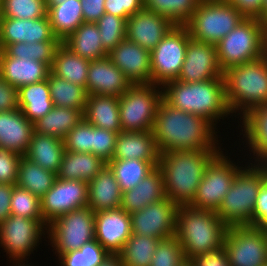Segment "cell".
Masks as SVG:
<instances>
[{
	"label": "cell",
	"instance_id": "1",
	"mask_svg": "<svg viewBox=\"0 0 267 266\" xmlns=\"http://www.w3.org/2000/svg\"><path fill=\"white\" fill-rule=\"evenodd\" d=\"M215 129L206 119L174 108L162 99L152 131L162 154L175 150H221Z\"/></svg>",
	"mask_w": 267,
	"mask_h": 266
},
{
	"label": "cell",
	"instance_id": "2",
	"mask_svg": "<svg viewBox=\"0 0 267 266\" xmlns=\"http://www.w3.org/2000/svg\"><path fill=\"white\" fill-rule=\"evenodd\" d=\"M221 150H175L162 153L158 167L163 173L166 197L188 205L197 192L210 161Z\"/></svg>",
	"mask_w": 267,
	"mask_h": 266
},
{
	"label": "cell",
	"instance_id": "3",
	"mask_svg": "<svg viewBox=\"0 0 267 266\" xmlns=\"http://www.w3.org/2000/svg\"><path fill=\"white\" fill-rule=\"evenodd\" d=\"M162 93L172 107L202 117L215 128L220 119L232 116L226 103L223 78L191 83L175 80L165 84Z\"/></svg>",
	"mask_w": 267,
	"mask_h": 266
},
{
	"label": "cell",
	"instance_id": "4",
	"mask_svg": "<svg viewBox=\"0 0 267 266\" xmlns=\"http://www.w3.org/2000/svg\"><path fill=\"white\" fill-rule=\"evenodd\" d=\"M227 229L215 211L178 206L175 237L187 260L223 248Z\"/></svg>",
	"mask_w": 267,
	"mask_h": 266
},
{
	"label": "cell",
	"instance_id": "5",
	"mask_svg": "<svg viewBox=\"0 0 267 266\" xmlns=\"http://www.w3.org/2000/svg\"><path fill=\"white\" fill-rule=\"evenodd\" d=\"M227 107L242 117L249 110L267 103V54L258 60L223 71ZM235 113V114H234Z\"/></svg>",
	"mask_w": 267,
	"mask_h": 266
},
{
	"label": "cell",
	"instance_id": "6",
	"mask_svg": "<svg viewBox=\"0 0 267 266\" xmlns=\"http://www.w3.org/2000/svg\"><path fill=\"white\" fill-rule=\"evenodd\" d=\"M247 163L248 166L245 164L236 174L230 189L216 211L228 227L253 226L256 198L267 180V163Z\"/></svg>",
	"mask_w": 267,
	"mask_h": 266
},
{
	"label": "cell",
	"instance_id": "7",
	"mask_svg": "<svg viewBox=\"0 0 267 266\" xmlns=\"http://www.w3.org/2000/svg\"><path fill=\"white\" fill-rule=\"evenodd\" d=\"M216 50L223 71L258 60L267 54V24L259 18L243 19L216 44Z\"/></svg>",
	"mask_w": 267,
	"mask_h": 266
},
{
	"label": "cell",
	"instance_id": "8",
	"mask_svg": "<svg viewBox=\"0 0 267 266\" xmlns=\"http://www.w3.org/2000/svg\"><path fill=\"white\" fill-rule=\"evenodd\" d=\"M245 18L227 0H201L184 26L192 38L216 45Z\"/></svg>",
	"mask_w": 267,
	"mask_h": 266
},
{
	"label": "cell",
	"instance_id": "9",
	"mask_svg": "<svg viewBox=\"0 0 267 266\" xmlns=\"http://www.w3.org/2000/svg\"><path fill=\"white\" fill-rule=\"evenodd\" d=\"M163 99L162 87L155 84H132L119 97L122 131H152L157 109Z\"/></svg>",
	"mask_w": 267,
	"mask_h": 266
},
{
	"label": "cell",
	"instance_id": "10",
	"mask_svg": "<svg viewBox=\"0 0 267 266\" xmlns=\"http://www.w3.org/2000/svg\"><path fill=\"white\" fill-rule=\"evenodd\" d=\"M94 215L86 206L63 214L47 225V238L56 257L79 250L95 239Z\"/></svg>",
	"mask_w": 267,
	"mask_h": 266
},
{
	"label": "cell",
	"instance_id": "11",
	"mask_svg": "<svg viewBox=\"0 0 267 266\" xmlns=\"http://www.w3.org/2000/svg\"><path fill=\"white\" fill-rule=\"evenodd\" d=\"M221 150L208 164L193 200L188 204L196 209L217 211L230 189L236 174L243 168Z\"/></svg>",
	"mask_w": 267,
	"mask_h": 266
},
{
	"label": "cell",
	"instance_id": "12",
	"mask_svg": "<svg viewBox=\"0 0 267 266\" xmlns=\"http://www.w3.org/2000/svg\"><path fill=\"white\" fill-rule=\"evenodd\" d=\"M189 36L184 25H175L151 51L152 84L163 87L178 79Z\"/></svg>",
	"mask_w": 267,
	"mask_h": 266
},
{
	"label": "cell",
	"instance_id": "13",
	"mask_svg": "<svg viewBox=\"0 0 267 266\" xmlns=\"http://www.w3.org/2000/svg\"><path fill=\"white\" fill-rule=\"evenodd\" d=\"M45 234L47 224L43 219L10 215L0 224V247L10 260H25L40 245L41 237L46 238Z\"/></svg>",
	"mask_w": 267,
	"mask_h": 266
},
{
	"label": "cell",
	"instance_id": "14",
	"mask_svg": "<svg viewBox=\"0 0 267 266\" xmlns=\"http://www.w3.org/2000/svg\"><path fill=\"white\" fill-rule=\"evenodd\" d=\"M230 266H266L267 237L256 226H229L224 238Z\"/></svg>",
	"mask_w": 267,
	"mask_h": 266
},
{
	"label": "cell",
	"instance_id": "15",
	"mask_svg": "<svg viewBox=\"0 0 267 266\" xmlns=\"http://www.w3.org/2000/svg\"><path fill=\"white\" fill-rule=\"evenodd\" d=\"M43 221L54 219L88 204V182L56 178L53 186L40 198Z\"/></svg>",
	"mask_w": 267,
	"mask_h": 266
},
{
	"label": "cell",
	"instance_id": "16",
	"mask_svg": "<svg viewBox=\"0 0 267 266\" xmlns=\"http://www.w3.org/2000/svg\"><path fill=\"white\" fill-rule=\"evenodd\" d=\"M178 205L169 198L130 214L132 233L165 240L175 236Z\"/></svg>",
	"mask_w": 267,
	"mask_h": 266
},
{
	"label": "cell",
	"instance_id": "17",
	"mask_svg": "<svg viewBox=\"0 0 267 266\" xmlns=\"http://www.w3.org/2000/svg\"><path fill=\"white\" fill-rule=\"evenodd\" d=\"M214 78H223L216 45L189 36L185 59L177 80L191 83Z\"/></svg>",
	"mask_w": 267,
	"mask_h": 266
},
{
	"label": "cell",
	"instance_id": "18",
	"mask_svg": "<svg viewBox=\"0 0 267 266\" xmlns=\"http://www.w3.org/2000/svg\"><path fill=\"white\" fill-rule=\"evenodd\" d=\"M95 240L111 255H118L132 234L131 217L121 207L96 212Z\"/></svg>",
	"mask_w": 267,
	"mask_h": 266
},
{
	"label": "cell",
	"instance_id": "19",
	"mask_svg": "<svg viewBox=\"0 0 267 266\" xmlns=\"http://www.w3.org/2000/svg\"><path fill=\"white\" fill-rule=\"evenodd\" d=\"M108 57L131 84L151 83V52L149 50L126 38L108 53Z\"/></svg>",
	"mask_w": 267,
	"mask_h": 266
},
{
	"label": "cell",
	"instance_id": "20",
	"mask_svg": "<svg viewBox=\"0 0 267 266\" xmlns=\"http://www.w3.org/2000/svg\"><path fill=\"white\" fill-rule=\"evenodd\" d=\"M174 26L167 18L142 9L127 19L126 38L151 52Z\"/></svg>",
	"mask_w": 267,
	"mask_h": 266
},
{
	"label": "cell",
	"instance_id": "21",
	"mask_svg": "<svg viewBox=\"0 0 267 266\" xmlns=\"http://www.w3.org/2000/svg\"><path fill=\"white\" fill-rule=\"evenodd\" d=\"M43 41H60L52 32L48 15L37 20L1 17L0 50L12 43Z\"/></svg>",
	"mask_w": 267,
	"mask_h": 266
},
{
	"label": "cell",
	"instance_id": "22",
	"mask_svg": "<svg viewBox=\"0 0 267 266\" xmlns=\"http://www.w3.org/2000/svg\"><path fill=\"white\" fill-rule=\"evenodd\" d=\"M131 85L108 56L90 61L86 84L88 95L120 97Z\"/></svg>",
	"mask_w": 267,
	"mask_h": 266
},
{
	"label": "cell",
	"instance_id": "23",
	"mask_svg": "<svg viewBox=\"0 0 267 266\" xmlns=\"http://www.w3.org/2000/svg\"><path fill=\"white\" fill-rule=\"evenodd\" d=\"M49 72L50 67L42 61L10 57L0 50V77L17 89L46 80Z\"/></svg>",
	"mask_w": 267,
	"mask_h": 266
},
{
	"label": "cell",
	"instance_id": "24",
	"mask_svg": "<svg viewBox=\"0 0 267 266\" xmlns=\"http://www.w3.org/2000/svg\"><path fill=\"white\" fill-rule=\"evenodd\" d=\"M160 155L153 131H121L117 136L111 160L137 159L149 161L158 167Z\"/></svg>",
	"mask_w": 267,
	"mask_h": 266
},
{
	"label": "cell",
	"instance_id": "25",
	"mask_svg": "<svg viewBox=\"0 0 267 266\" xmlns=\"http://www.w3.org/2000/svg\"><path fill=\"white\" fill-rule=\"evenodd\" d=\"M34 124L20 109L0 111V149L24 155L30 144Z\"/></svg>",
	"mask_w": 267,
	"mask_h": 266
},
{
	"label": "cell",
	"instance_id": "26",
	"mask_svg": "<svg viewBox=\"0 0 267 266\" xmlns=\"http://www.w3.org/2000/svg\"><path fill=\"white\" fill-rule=\"evenodd\" d=\"M239 120L240 135L244 133L246 138L244 147L253 154L250 159H255L253 163H267V103L249 110Z\"/></svg>",
	"mask_w": 267,
	"mask_h": 266
},
{
	"label": "cell",
	"instance_id": "27",
	"mask_svg": "<svg viewBox=\"0 0 267 266\" xmlns=\"http://www.w3.org/2000/svg\"><path fill=\"white\" fill-rule=\"evenodd\" d=\"M164 198L166 194L163 173L156 167L134 188L122 192L120 207L128 214H132Z\"/></svg>",
	"mask_w": 267,
	"mask_h": 266
},
{
	"label": "cell",
	"instance_id": "28",
	"mask_svg": "<svg viewBox=\"0 0 267 266\" xmlns=\"http://www.w3.org/2000/svg\"><path fill=\"white\" fill-rule=\"evenodd\" d=\"M122 191L113 171L106 164L103 169L88 182V204L94 212L119 208Z\"/></svg>",
	"mask_w": 267,
	"mask_h": 266
},
{
	"label": "cell",
	"instance_id": "29",
	"mask_svg": "<svg viewBox=\"0 0 267 266\" xmlns=\"http://www.w3.org/2000/svg\"><path fill=\"white\" fill-rule=\"evenodd\" d=\"M64 153L63 139L34 131L27 151L23 156L42 168L57 174Z\"/></svg>",
	"mask_w": 267,
	"mask_h": 266
},
{
	"label": "cell",
	"instance_id": "30",
	"mask_svg": "<svg viewBox=\"0 0 267 266\" xmlns=\"http://www.w3.org/2000/svg\"><path fill=\"white\" fill-rule=\"evenodd\" d=\"M83 117L94 127L115 133L122 131L119 116V97L88 95Z\"/></svg>",
	"mask_w": 267,
	"mask_h": 266
},
{
	"label": "cell",
	"instance_id": "31",
	"mask_svg": "<svg viewBox=\"0 0 267 266\" xmlns=\"http://www.w3.org/2000/svg\"><path fill=\"white\" fill-rule=\"evenodd\" d=\"M17 90L19 109L33 124L54 107L48 78L42 82L19 87Z\"/></svg>",
	"mask_w": 267,
	"mask_h": 266
},
{
	"label": "cell",
	"instance_id": "32",
	"mask_svg": "<svg viewBox=\"0 0 267 266\" xmlns=\"http://www.w3.org/2000/svg\"><path fill=\"white\" fill-rule=\"evenodd\" d=\"M100 157L92 153L65 151L59 171V179L91 181L106 165Z\"/></svg>",
	"mask_w": 267,
	"mask_h": 266
},
{
	"label": "cell",
	"instance_id": "33",
	"mask_svg": "<svg viewBox=\"0 0 267 266\" xmlns=\"http://www.w3.org/2000/svg\"><path fill=\"white\" fill-rule=\"evenodd\" d=\"M62 43L74 54L89 61L108 56V52L101 43V37L96 23H82Z\"/></svg>",
	"mask_w": 267,
	"mask_h": 266
},
{
	"label": "cell",
	"instance_id": "34",
	"mask_svg": "<svg viewBox=\"0 0 267 266\" xmlns=\"http://www.w3.org/2000/svg\"><path fill=\"white\" fill-rule=\"evenodd\" d=\"M46 9L52 32L61 42L84 23L80 0L62 1L60 5Z\"/></svg>",
	"mask_w": 267,
	"mask_h": 266
},
{
	"label": "cell",
	"instance_id": "35",
	"mask_svg": "<svg viewBox=\"0 0 267 266\" xmlns=\"http://www.w3.org/2000/svg\"><path fill=\"white\" fill-rule=\"evenodd\" d=\"M90 61L74 54L63 43L57 48L50 71L68 82L86 89Z\"/></svg>",
	"mask_w": 267,
	"mask_h": 266
},
{
	"label": "cell",
	"instance_id": "36",
	"mask_svg": "<svg viewBox=\"0 0 267 266\" xmlns=\"http://www.w3.org/2000/svg\"><path fill=\"white\" fill-rule=\"evenodd\" d=\"M84 110L54 106L34 123V131L64 139L67 133L84 117Z\"/></svg>",
	"mask_w": 267,
	"mask_h": 266
},
{
	"label": "cell",
	"instance_id": "37",
	"mask_svg": "<svg viewBox=\"0 0 267 266\" xmlns=\"http://www.w3.org/2000/svg\"><path fill=\"white\" fill-rule=\"evenodd\" d=\"M57 175L22 156L16 186L41 198L54 184Z\"/></svg>",
	"mask_w": 267,
	"mask_h": 266
},
{
	"label": "cell",
	"instance_id": "38",
	"mask_svg": "<svg viewBox=\"0 0 267 266\" xmlns=\"http://www.w3.org/2000/svg\"><path fill=\"white\" fill-rule=\"evenodd\" d=\"M48 84L54 106L85 110L88 94L84 87L68 82L51 71Z\"/></svg>",
	"mask_w": 267,
	"mask_h": 266
},
{
	"label": "cell",
	"instance_id": "39",
	"mask_svg": "<svg viewBox=\"0 0 267 266\" xmlns=\"http://www.w3.org/2000/svg\"><path fill=\"white\" fill-rule=\"evenodd\" d=\"M161 240L155 237L131 234L125 242L121 257L123 266H150L153 254Z\"/></svg>",
	"mask_w": 267,
	"mask_h": 266
},
{
	"label": "cell",
	"instance_id": "40",
	"mask_svg": "<svg viewBox=\"0 0 267 266\" xmlns=\"http://www.w3.org/2000/svg\"><path fill=\"white\" fill-rule=\"evenodd\" d=\"M107 165L113 171L122 192L134 188L156 168L149 161L137 159L110 160Z\"/></svg>",
	"mask_w": 267,
	"mask_h": 266
},
{
	"label": "cell",
	"instance_id": "41",
	"mask_svg": "<svg viewBox=\"0 0 267 266\" xmlns=\"http://www.w3.org/2000/svg\"><path fill=\"white\" fill-rule=\"evenodd\" d=\"M201 0H143L144 9L155 12L175 25H184Z\"/></svg>",
	"mask_w": 267,
	"mask_h": 266
},
{
	"label": "cell",
	"instance_id": "42",
	"mask_svg": "<svg viewBox=\"0 0 267 266\" xmlns=\"http://www.w3.org/2000/svg\"><path fill=\"white\" fill-rule=\"evenodd\" d=\"M110 254L95 239L58 257L61 266H98Z\"/></svg>",
	"mask_w": 267,
	"mask_h": 266
},
{
	"label": "cell",
	"instance_id": "43",
	"mask_svg": "<svg viewBox=\"0 0 267 266\" xmlns=\"http://www.w3.org/2000/svg\"><path fill=\"white\" fill-rule=\"evenodd\" d=\"M2 17L37 20L47 15L45 0H0Z\"/></svg>",
	"mask_w": 267,
	"mask_h": 266
},
{
	"label": "cell",
	"instance_id": "44",
	"mask_svg": "<svg viewBox=\"0 0 267 266\" xmlns=\"http://www.w3.org/2000/svg\"><path fill=\"white\" fill-rule=\"evenodd\" d=\"M96 24L99 29L101 43L108 53L126 39L127 21L124 18L104 13Z\"/></svg>",
	"mask_w": 267,
	"mask_h": 266
},
{
	"label": "cell",
	"instance_id": "45",
	"mask_svg": "<svg viewBox=\"0 0 267 266\" xmlns=\"http://www.w3.org/2000/svg\"><path fill=\"white\" fill-rule=\"evenodd\" d=\"M10 210L11 215L28 219H43L40 198L16 185L13 187Z\"/></svg>",
	"mask_w": 267,
	"mask_h": 266
},
{
	"label": "cell",
	"instance_id": "46",
	"mask_svg": "<svg viewBox=\"0 0 267 266\" xmlns=\"http://www.w3.org/2000/svg\"><path fill=\"white\" fill-rule=\"evenodd\" d=\"M185 260L180 242L173 236L158 243L150 266H180Z\"/></svg>",
	"mask_w": 267,
	"mask_h": 266
},
{
	"label": "cell",
	"instance_id": "47",
	"mask_svg": "<svg viewBox=\"0 0 267 266\" xmlns=\"http://www.w3.org/2000/svg\"><path fill=\"white\" fill-rule=\"evenodd\" d=\"M63 140L65 151L91 153L92 124L83 118Z\"/></svg>",
	"mask_w": 267,
	"mask_h": 266
},
{
	"label": "cell",
	"instance_id": "48",
	"mask_svg": "<svg viewBox=\"0 0 267 266\" xmlns=\"http://www.w3.org/2000/svg\"><path fill=\"white\" fill-rule=\"evenodd\" d=\"M118 134L92 125L91 153L108 163L113 157Z\"/></svg>",
	"mask_w": 267,
	"mask_h": 266
},
{
	"label": "cell",
	"instance_id": "49",
	"mask_svg": "<svg viewBox=\"0 0 267 266\" xmlns=\"http://www.w3.org/2000/svg\"><path fill=\"white\" fill-rule=\"evenodd\" d=\"M21 157L19 153L0 149V183L16 184Z\"/></svg>",
	"mask_w": 267,
	"mask_h": 266
},
{
	"label": "cell",
	"instance_id": "50",
	"mask_svg": "<svg viewBox=\"0 0 267 266\" xmlns=\"http://www.w3.org/2000/svg\"><path fill=\"white\" fill-rule=\"evenodd\" d=\"M105 12L124 18L126 21L135 13L144 9L143 0H105Z\"/></svg>",
	"mask_w": 267,
	"mask_h": 266
},
{
	"label": "cell",
	"instance_id": "51",
	"mask_svg": "<svg viewBox=\"0 0 267 266\" xmlns=\"http://www.w3.org/2000/svg\"><path fill=\"white\" fill-rule=\"evenodd\" d=\"M61 43V41H43L29 43L30 59L42 61L51 68L56 50Z\"/></svg>",
	"mask_w": 267,
	"mask_h": 266
},
{
	"label": "cell",
	"instance_id": "52",
	"mask_svg": "<svg viewBox=\"0 0 267 266\" xmlns=\"http://www.w3.org/2000/svg\"><path fill=\"white\" fill-rule=\"evenodd\" d=\"M253 226L267 233V180L259 190L253 211Z\"/></svg>",
	"mask_w": 267,
	"mask_h": 266
},
{
	"label": "cell",
	"instance_id": "53",
	"mask_svg": "<svg viewBox=\"0 0 267 266\" xmlns=\"http://www.w3.org/2000/svg\"><path fill=\"white\" fill-rule=\"evenodd\" d=\"M19 109L18 90L0 77V111Z\"/></svg>",
	"mask_w": 267,
	"mask_h": 266
},
{
	"label": "cell",
	"instance_id": "54",
	"mask_svg": "<svg viewBox=\"0 0 267 266\" xmlns=\"http://www.w3.org/2000/svg\"><path fill=\"white\" fill-rule=\"evenodd\" d=\"M192 262L195 266H230L224 247L213 252L200 254L193 258Z\"/></svg>",
	"mask_w": 267,
	"mask_h": 266
},
{
	"label": "cell",
	"instance_id": "55",
	"mask_svg": "<svg viewBox=\"0 0 267 266\" xmlns=\"http://www.w3.org/2000/svg\"><path fill=\"white\" fill-rule=\"evenodd\" d=\"M246 18H259L262 15L263 0H227Z\"/></svg>",
	"mask_w": 267,
	"mask_h": 266
},
{
	"label": "cell",
	"instance_id": "56",
	"mask_svg": "<svg viewBox=\"0 0 267 266\" xmlns=\"http://www.w3.org/2000/svg\"><path fill=\"white\" fill-rule=\"evenodd\" d=\"M84 22L96 23L106 13L105 0H80Z\"/></svg>",
	"mask_w": 267,
	"mask_h": 266
},
{
	"label": "cell",
	"instance_id": "57",
	"mask_svg": "<svg viewBox=\"0 0 267 266\" xmlns=\"http://www.w3.org/2000/svg\"><path fill=\"white\" fill-rule=\"evenodd\" d=\"M14 186L0 183V224L11 215L10 201Z\"/></svg>",
	"mask_w": 267,
	"mask_h": 266
},
{
	"label": "cell",
	"instance_id": "58",
	"mask_svg": "<svg viewBox=\"0 0 267 266\" xmlns=\"http://www.w3.org/2000/svg\"><path fill=\"white\" fill-rule=\"evenodd\" d=\"M3 51L10 57L30 59L29 43L19 42L8 44Z\"/></svg>",
	"mask_w": 267,
	"mask_h": 266
},
{
	"label": "cell",
	"instance_id": "59",
	"mask_svg": "<svg viewBox=\"0 0 267 266\" xmlns=\"http://www.w3.org/2000/svg\"><path fill=\"white\" fill-rule=\"evenodd\" d=\"M98 266H123L121 263V257L119 255H109L101 264Z\"/></svg>",
	"mask_w": 267,
	"mask_h": 266
},
{
	"label": "cell",
	"instance_id": "60",
	"mask_svg": "<svg viewBox=\"0 0 267 266\" xmlns=\"http://www.w3.org/2000/svg\"><path fill=\"white\" fill-rule=\"evenodd\" d=\"M259 19L267 24V0H263L262 15L259 17Z\"/></svg>",
	"mask_w": 267,
	"mask_h": 266
},
{
	"label": "cell",
	"instance_id": "61",
	"mask_svg": "<svg viewBox=\"0 0 267 266\" xmlns=\"http://www.w3.org/2000/svg\"><path fill=\"white\" fill-rule=\"evenodd\" d=\"M62 1H66V0H45V6L46 7L57 6V5H60Z\"/></svg>",
	"mask_w": 267,
	"mask_h": 266
},
{
	"label": "cell",
	"instance_id": "62",
	"mask_svg": "<svg viewBox=\"0 0 267 266\" xmlns=\"http://www.w3.org/2000/svg\"><path fill=\"white\" fill-rule=\"evenodd\" d=\"M24 261V262H23ZM26 261V262H25ZM10 263H12V266H33L29 265L31 263H28L27 260H10ZM28 263V264H27ZM14 264V265H13Z\"/></svg>",
	"mask_w": 267,
	"mask_h": 266
},
{
	"label": "cell",
	"instance_id": "63",
	"mask_svg": "<svg viewBox=\"0 0 267 266\" xmlns=\"http://www.w3.org/2000/svg\"><path fill=\"white\" fill-rule=\"evenodd\" d=\"M180 266H195L192 260H185Z\"/></svg>",
	"mask_w": 267,
	"mask_h": 266
},
{
	"label": "cell",
	"instance_id": "64",
	"mask_svg": "<svg viewBox=\"0 0 267 266\" xmlns=\"http://www.w3.org/2000/svg\"><path fill=\"white\" fill-rule=\"evenodd\" d=\"M1 17H2V15H1V3H0V20H1Z\"/></svg>",
	"mask_w": 267,
	"mask_h": 266
}]
</instances>
